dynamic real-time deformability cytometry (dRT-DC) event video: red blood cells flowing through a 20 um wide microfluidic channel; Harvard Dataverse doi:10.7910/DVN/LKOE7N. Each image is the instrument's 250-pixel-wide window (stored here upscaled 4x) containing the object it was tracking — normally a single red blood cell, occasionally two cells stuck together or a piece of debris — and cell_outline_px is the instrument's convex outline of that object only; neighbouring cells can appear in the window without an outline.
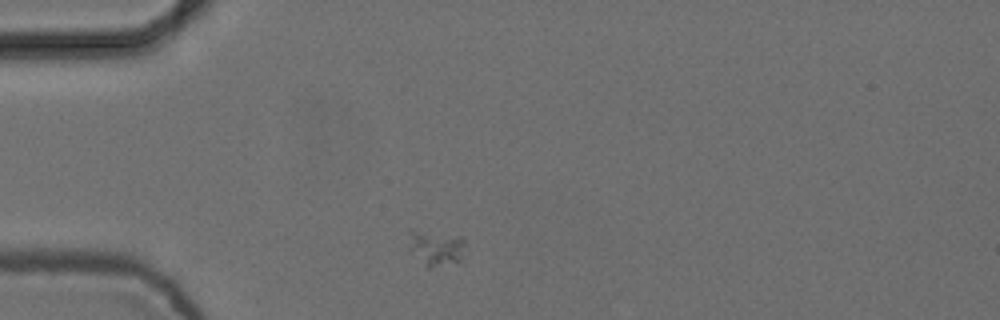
{"species": "common noctule bat (a hibernating species)", "species_latin": "Nyctalus noctula", "temperature_condition": "cold", "stored_images_in_passage": 2, "camera_frame_rate_fps": 3000, "um_per_image_px": 0.085, "animal": {"sex": "female", "body_mass_g": 24.6, "forearm_length_mm": 56.2}, "frame": {"image": 1, "passage_image": 1, "time_ms": 0.0, "image_size_px": [1000, 320], "cell_outline_px": [[464, 240], [460, 260], [428, 268], [412, 248], [408, 232], [408, 228], [460, 236]], "centroid_in_image_um": [37.05, 21.0], "position_along_channel_um": 47.9, "area_um2": 10.98}}